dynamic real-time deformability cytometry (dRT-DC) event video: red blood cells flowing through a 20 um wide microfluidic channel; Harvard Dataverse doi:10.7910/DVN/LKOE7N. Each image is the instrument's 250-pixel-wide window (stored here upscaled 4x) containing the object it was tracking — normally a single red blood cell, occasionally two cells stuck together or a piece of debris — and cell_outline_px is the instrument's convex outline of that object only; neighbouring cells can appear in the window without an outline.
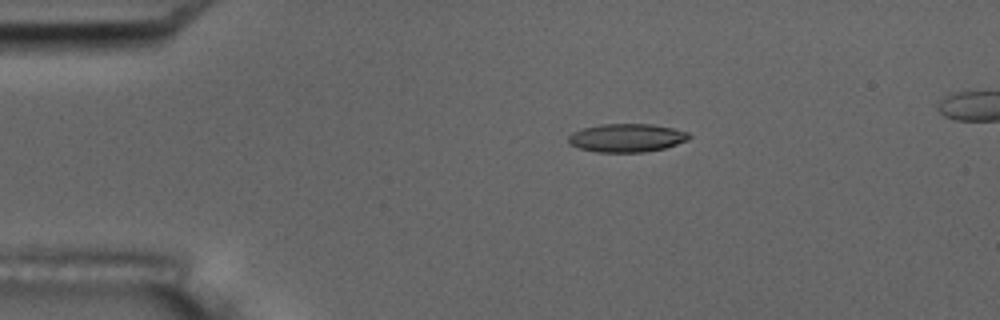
{"species": "common noctule bat (a hibernating species)", "species_latin": "Nyctalus noctula", "temperature_condition": "room temperature", "stored_images_in_passage": 3, "camera_frame_rate_fps": 3000, "um_per_image_px": 0.085, "animal": {"sex": "male", "body_mass_g": 17.5, "forearm_length_mm": 52.3}, "frame": {"image": 1, "passage_image": 1, "time_ms": 0.0, "image_size_px": [1000, 320], "cell_outline_px": [[692, 136], [688, 140], [664, 148], [644, 152], [596, 152], [580, 148], [568, 144], [568, 136], [572, 132], [584, 128], [600, 124], [652, 124], [672, 128], [688, 132]], "centroid_in_image_um": [53.26, 11.72], "position_along_channel_um": 31.7, "area_um2": 19.94}}